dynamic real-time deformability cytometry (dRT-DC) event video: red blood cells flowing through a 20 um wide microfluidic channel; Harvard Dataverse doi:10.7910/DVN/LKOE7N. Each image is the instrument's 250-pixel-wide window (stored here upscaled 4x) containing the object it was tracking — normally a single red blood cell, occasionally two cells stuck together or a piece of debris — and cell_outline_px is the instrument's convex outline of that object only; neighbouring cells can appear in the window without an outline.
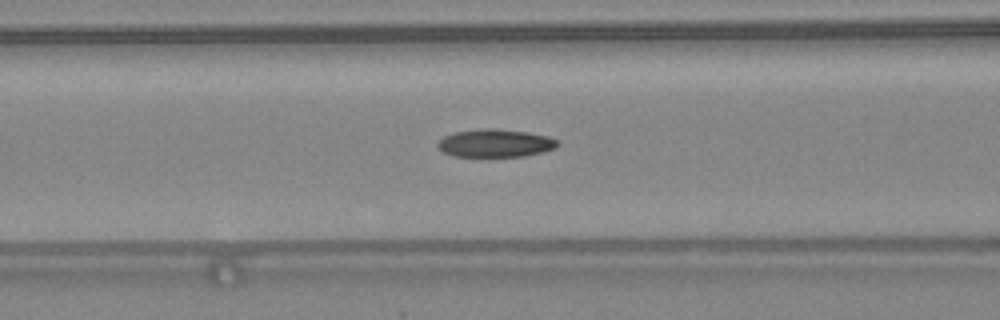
{"species": "common noctule bat (a hibernating species)", "species_latin": "Nyctalus noctula", "temperature_condition": "warm", "stored_images_in_passage": 35, "camera_frame_rate_fps": 3000, "um_per_image_px": 0.085, "animal": {"sex": "female", "body_mass_g": 24.6, "forearm_length_mm": 56.2}, "frame": {"image": 1, "passage_image": 16, "time_ms": 5.0, "image_size_px": [1000, 320], "cell_outline_px": [[560, 144], [556, 148], [544, 152], [524, 156], [452, 156], [444, 152], [436, 144], [444, 136], [456, 132], [480, 128], [492, 128], [528, 132], [548, 136], [556, 140]], "centroid_in_image_um": [42.13, 12.16], "position_along_channel_um": 124.5, "area_um2": 19.48}}